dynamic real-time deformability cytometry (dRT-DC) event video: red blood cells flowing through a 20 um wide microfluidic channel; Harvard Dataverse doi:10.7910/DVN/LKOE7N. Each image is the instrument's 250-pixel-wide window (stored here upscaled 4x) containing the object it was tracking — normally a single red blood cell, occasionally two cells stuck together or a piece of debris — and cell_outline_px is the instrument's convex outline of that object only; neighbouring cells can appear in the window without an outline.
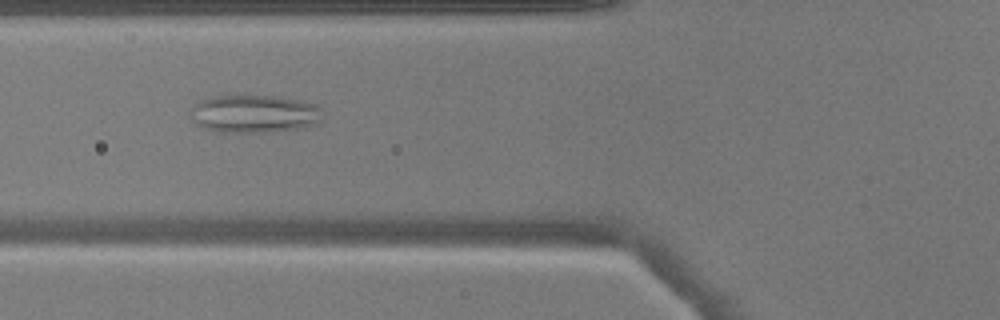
{"species": "common noctule bat (a hibernating species)", "species_latin": "Nyctalus noctula", "temperature_condition": "warm", "stored_images_in_passage": 51, "camera_frame_rate_fps": 3000, "um_per_image_px": 0.085, "animal": {"sex": "male", "body_mass_g": 17.9}, "frame": {"image": 1, "passage_image": 20, "time_ms": 6.333, "image_size_px": [1000, 320], "cell_outline_px": [[320, 120], [316, 124], [300, 128], [264, 132], [220, 132], [204, 128], [196, 124], [188, 112], [188, 108], [196, 100], [216, 96], [280, 96], [304, 100], [316, 104], [320, 108]], "centroid_in_image_um": [21.55, 9.66], "position_along_channel_um": 104.2, "area_um2": 29.54}}
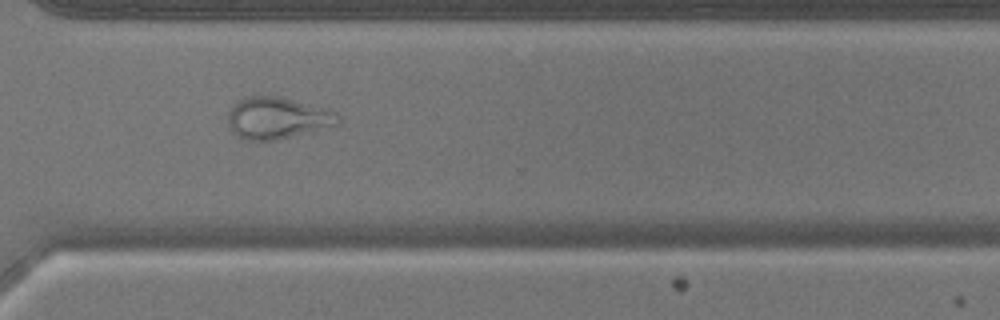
{"frame": {"image": 2, "passage_image": 38, "time_ms": 12.333, "image_size_px": [1000, 320], "cell_outline_px": [[340, 124], [276, 140], [248, 140], [236, 136], [232, 132], [228, 124], [228, 112], [244, 96], [276, 96], [324, 108], [336, 112], [340, 120]], "centroid_in_image_um": [23.55, 10.04], "position_along_channel_um": 347.1, "area_um2": 26.41}}
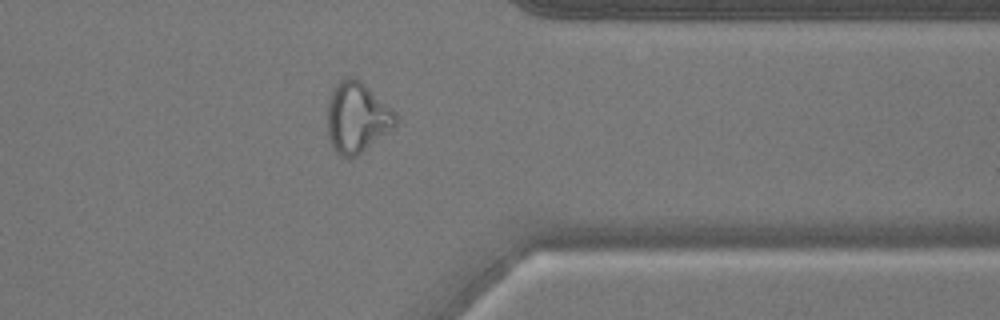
{"frame": {"image": 3, "passage_image": 41, "time_ms": 13.333, "image_size_px": [1000, 320], "cell_outline_px": [[400, 116], [396, 124], [392, 128], [356, 156], [340, 156], [332, 148], [328, 136], [328, 100], [332, 88], [344, 76], [352, 76], [360, 80], [392, 108]], "centroid_in_image_um": [30.33, 9.95], "position_along_channel_um": 381.1, "area_um2": 28.03}}